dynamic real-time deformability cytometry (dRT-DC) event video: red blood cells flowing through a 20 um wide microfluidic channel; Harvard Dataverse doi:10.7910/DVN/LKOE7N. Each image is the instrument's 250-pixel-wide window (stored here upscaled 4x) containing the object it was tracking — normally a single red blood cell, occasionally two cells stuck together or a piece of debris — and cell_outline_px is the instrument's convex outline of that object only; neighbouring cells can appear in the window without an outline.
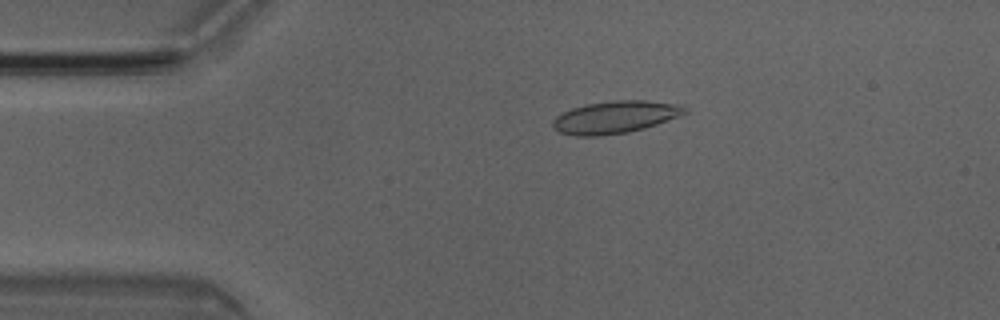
{"species": "Egyptian fruit bat (a non-hibernating species)", "species_latin": "Rousettus aegyptiacus", "temperature_condition": "room temperature", "stored_images_in_passage": 3, "camera_frame_rate_fps": 3000, "um_per_image_px": 0.085, "animal": {"sex": "male"}, "frame": {"image": 1, "passage_image": 2, "time_ms": 0.333, "image_size_px": [1000, 320], "cell_outline_px": [[688, 112], [680, 116], [644, 128], [628, 132], [600, 136], [576, 136], [560, 132], [552, 128], [552, 120], [556, 116], [572, 108], [584, 104], [616, 100], [644, 100], [684, 104], [688, 108]], "centroid_in_image_um": [52.32, 9.95], "position_along_channel_um": 32.7, "area_um2": 25.14}}